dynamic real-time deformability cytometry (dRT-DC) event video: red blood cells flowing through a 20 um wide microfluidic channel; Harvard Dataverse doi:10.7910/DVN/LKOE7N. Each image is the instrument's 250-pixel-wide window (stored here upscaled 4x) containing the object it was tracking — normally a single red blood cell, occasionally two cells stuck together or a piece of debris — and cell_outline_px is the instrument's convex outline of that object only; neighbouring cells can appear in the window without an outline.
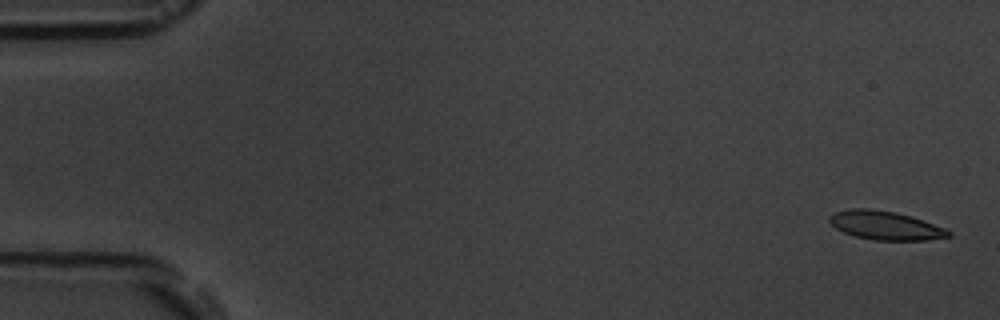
{"species": "common noctule bat (a hibernating species)", "species_latin": "Nyctalus noctula", "temperature_condition": "room temperature", "stored_images_in_passage": 6, "segment_of_instrument_passage": [2, 2], "camera_frame_rate_fps": 3000, "um_per_image_px": 0.085, "animal": {"sex": "male", "body_mass_g": 19.5, "forearm_length_mm": 54.6}, "frame": {"image": 1, "passage_image": 6, "time_ms": 5.667, "image_size_px": [1000, 320], "cell_outline_px": [[952, 236], [928, 240], [872, 240], [856, 236], [844, 232], [836, 228], [828, 220], [828, 216], [836, 212], [852, 208], [868, 208], [896, 212], [912, 216], [944, 228], [952, 232]], "centroid_in_image_um": [75.27, 19.16], "position_along_channel_um": 9.7, "area_um2": 19.88}}